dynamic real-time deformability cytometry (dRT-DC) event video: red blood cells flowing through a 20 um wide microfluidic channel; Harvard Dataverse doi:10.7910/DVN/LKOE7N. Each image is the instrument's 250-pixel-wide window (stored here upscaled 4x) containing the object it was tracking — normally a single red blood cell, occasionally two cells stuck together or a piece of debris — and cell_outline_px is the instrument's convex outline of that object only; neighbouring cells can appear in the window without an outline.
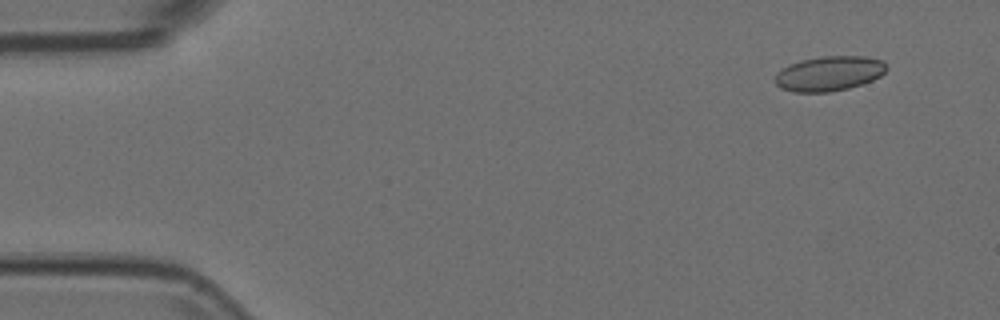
{"species": "Egyptian fruit bat (a non-hibernating species)", "species_latin": "Rousettus aegyptiacus", "temperature_condition": "room temperature", "stored_images_in_passage": 51, "camera_frame_rate_fps": 3000, "um_per_image_px": 0.085, "animal": {"sex": "female"}, "frame": {"image": 1, "passage_image": 1, "time_ms": 0.0, "image_size_px": [1000, 320], "cell_outline_px": [[888, 68], [880, 76], [872, 80], [848, 88], [828, 92], [792, 92], [780, 88], [772, 80], [776, 72], [788, 64], [800, 60], [824, 56], [864, 56], [884, 60]], "centroid_in_image_um": [70.43, 6.24], "position_along_channel_um": 14.6, "area_um2": 22.89}}
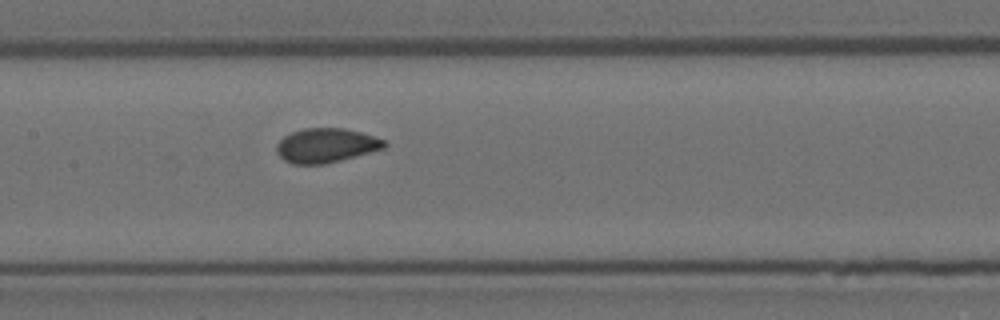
{"frame": {"image": 2, "passage_image": 23, "time_ms": 7.333, "image_size_px": [1000, 320], "cell_outline_px": [[388, 144], [384, 148], [340, 160], [324, 164], [292, 164], [284, 160], [276, 152], [276, 144], [284, 136], [292, 132], [304, 128], [344, 128], [360, 132], [384, 140]], "centroid_in_image_um": [27.68, 12.36], "position_along_channel_um": 179.7, "area_um2": 21.39}}
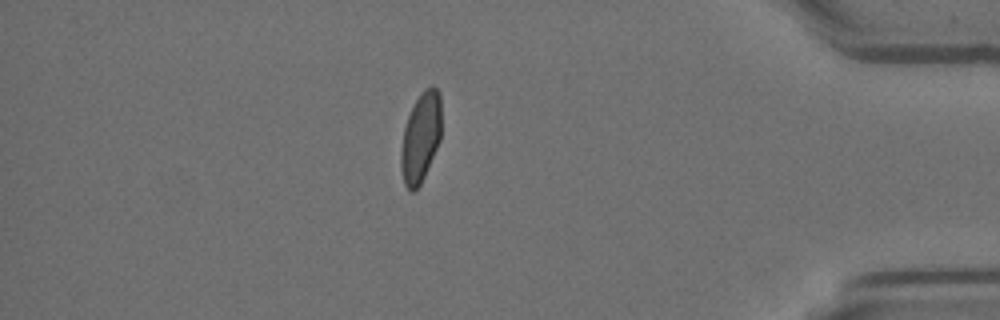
{"frame": {"image": 3, "passage_image": 44, "time_ms": 14.333, "image_size_px": [1000, 320], "cell_outline_px": [[440, 140], [424, 176], [420, 184], [412, 192], [404, 184], [400, 164], [400, 152], [404, 128], [408, 116], [420, 92], [424, 88], [432, 84], [440, 92]], "centroid_in_image_um": [35.75, 11.64], "position_along_channel_um": 399.5, "area_um2": 20.98}}